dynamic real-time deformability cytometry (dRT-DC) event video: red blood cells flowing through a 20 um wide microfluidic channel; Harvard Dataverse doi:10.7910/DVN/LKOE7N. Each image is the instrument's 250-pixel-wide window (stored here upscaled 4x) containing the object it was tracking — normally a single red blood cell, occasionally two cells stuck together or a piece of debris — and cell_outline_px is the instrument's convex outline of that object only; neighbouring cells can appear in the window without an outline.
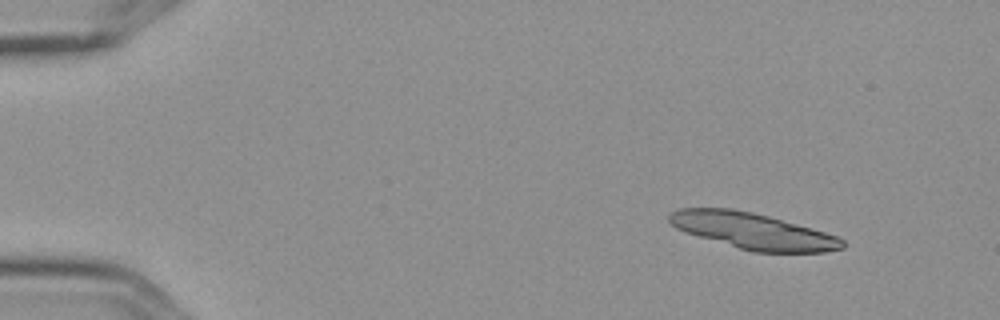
{"species": "Egyptian fruit bat (a non-hibernating species)", "species_latin": "Rousettus aegyptiacus", "temperature_condition": "cold", "stored_images_in_passage": 14, "camera_frame_rate_fps": 3000, "um_per_image_px": 0.085, "frame": {"image": 1, "passage_image": 1, "time_ms": 0.0, "image_size_px": [1000, 320], "cell_outline_px": [[844, 248], [824, 252], [752, 252], [684, 232], [676, 228], [668, 220], [668, 216], [672, 212], [680, 208], [732, 208], [752, 212], [768, 216], [824, 232], [836, 236], [844, 240]], "centroid_in_image_um": [63.96, 19.63], "position_along_channel_um": 21.0, "area_um2": 36.13}}
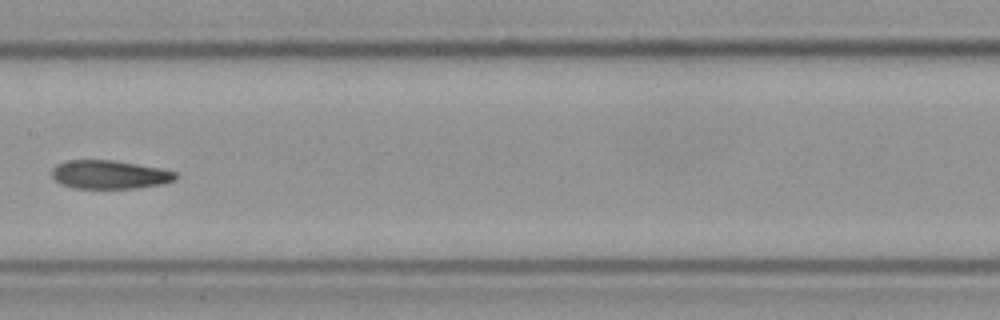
{"frame": {"image": 2, "passage_image": 7, "time_ms": 2.0, "image_size_px": [1000, 320], "cell_outline_px": [[180, 176], [176, 180], [164, 184], [136, 188], [72, 188], [56, 180], [52, 176], [52, 168], [56, 164], [68, 160], [112, 160], [160, 168], [176, 172]], "centroid_in_image_um": [9.35, 14.84], "position_along_channel_um": 198.0, "area_um2": 20.63}}
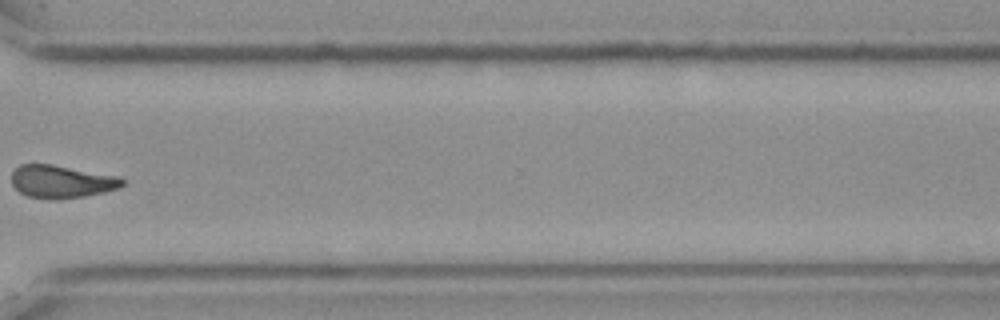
{"frame": {"image": 3, "passage_image": 11, "time_ms": 3.333, "image_size_px": [1000, 320], "cell_outline_px": [[124, 184], [120, 188], [104, 192], [84, 196], [56, 200], [28, 196], [20, 192], [12, 184], [12, 172], [20, 164], [52, 164], [120, 176], [124, 180]], "centroid_in_image_um": [5.25, 15.43], "position_along_channel_um": 365.3, "area_um2": 21.27}}